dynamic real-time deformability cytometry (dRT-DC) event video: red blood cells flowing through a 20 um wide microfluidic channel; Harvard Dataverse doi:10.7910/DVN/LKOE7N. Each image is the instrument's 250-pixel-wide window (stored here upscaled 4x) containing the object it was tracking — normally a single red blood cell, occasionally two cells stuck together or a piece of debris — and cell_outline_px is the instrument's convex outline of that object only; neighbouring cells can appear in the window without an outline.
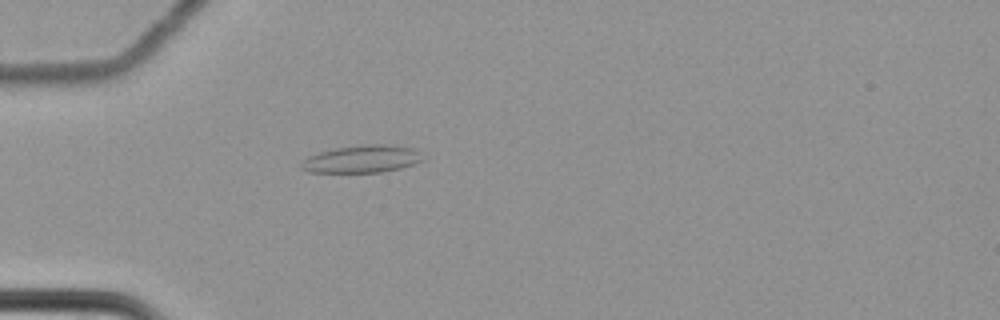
{"species": "common noctule bat (a hibernating species)", "species_latin": "Nyctalus noctula", "temperature_condition": "cold", "stored_images_in_passage": 50, "camera_frame_rate_fps": 3000, "um_per_image_px": 0.085, "animal": {"sex": "female", "body_mass_g": 22.7, "forearm_length_mm": 54.2}, "frame": {"image": 1, "passage_image": 9, "time_ms": 2.667, "image_size_px": [1000, 320], "cell_outline_px": [[424, 160], [400, 168], [380, 172], [308, 172], [300, 168], [300, 164], [308, 156], [320, 152], [336, 148], [364, 144], [388, 144], [416, 148]], "centroid_in_image_um": [30.77, 13.51], "position_along_channel_um": 54.2, "area_um2": 19.42}}
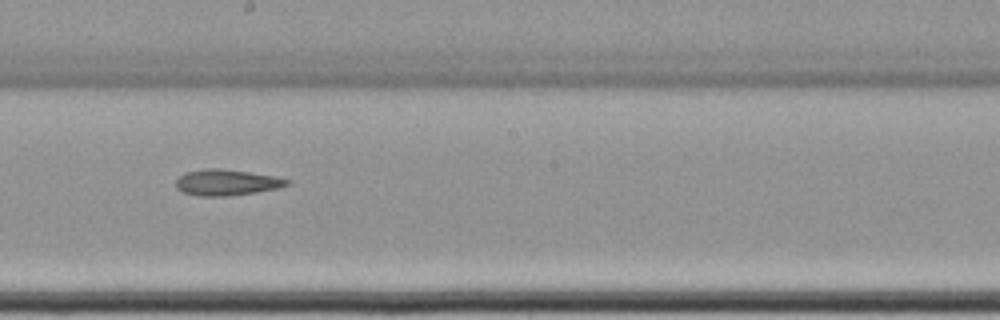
{"frame": {"image": 2, "passage_image": 25, "time_ms": 8.0, "image_size_px": [1000, 320], "cell_outline_px": [[292, 180], [288, 184], [280, 188], [256, 192], [224, 196], [200, 196], [184, 192], [176, 188], [176, 180], [180, 176], [188, 172], [204, 168], [220, 168], [276, 176]], "centroid_in_image_um": [19.29, 15.5], "position_along_channel_um": 228.9, "area_um2": 16.76}}
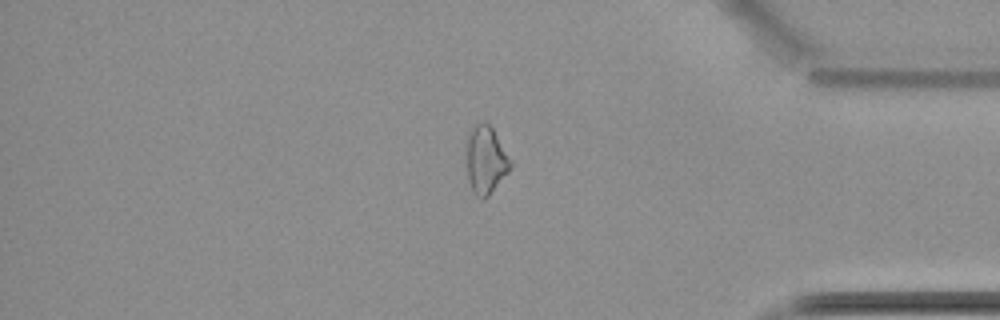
{"frame": {"image": 3, "passage_image": 41, "time_ms": 13.333, "image_size_px": [1000, 320], "cell_outline_px": [[512, 168], [488, 196], [484, 200], [480, 200], [472, 192], [468, 180], [468, 132], [472, 124], [484, 120], [492, 128], [512, 160]], "centroid_in_image_um": [41.31, 13.6], "position_along_channel_um": 393.9, "area_um2": 17.51}}